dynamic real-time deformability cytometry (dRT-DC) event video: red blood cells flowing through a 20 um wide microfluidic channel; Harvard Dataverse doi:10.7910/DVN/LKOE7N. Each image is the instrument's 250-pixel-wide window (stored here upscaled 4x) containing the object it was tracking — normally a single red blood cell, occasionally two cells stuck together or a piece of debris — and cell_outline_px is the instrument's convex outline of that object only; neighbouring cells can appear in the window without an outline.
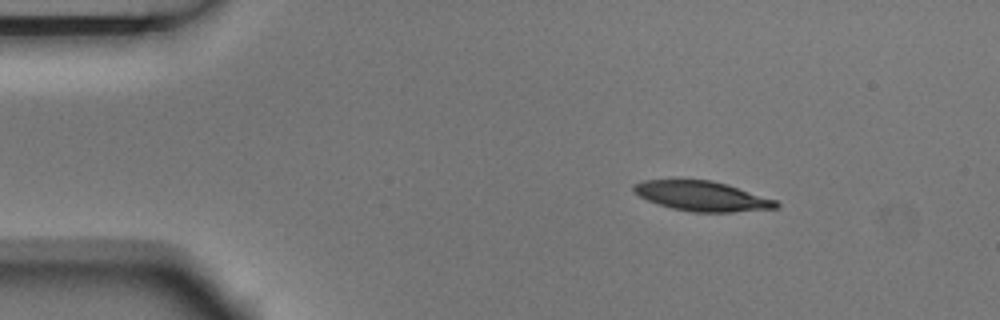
{"species": "Egyptian fruit bat (a non-hibernating species)", "species_latin": "Rousettus aegyptiacus", "temperature_condition": "room temperature", "stored_images_in_passage": 3, "camera_frame_rate_fps": 3000, "um_per_image_px": 0.085, "animal": {"sex": "male"}, "frame": {"image": 1, "passage_image": 1, "time_ms": 0.0, "image_size_px": [1000, 320], "cell_outline_px": [[780, 208], [732, 212], [692, 212], [672, 208], [648, 200], [632, 192], [632, 184], [644, 180], [712, 180], [776, 200], [780, 204]], "centroid_in_image_um": [59.66, 16.67], "position_along_channel_um": 25.3, "area_um2": 24.57}}